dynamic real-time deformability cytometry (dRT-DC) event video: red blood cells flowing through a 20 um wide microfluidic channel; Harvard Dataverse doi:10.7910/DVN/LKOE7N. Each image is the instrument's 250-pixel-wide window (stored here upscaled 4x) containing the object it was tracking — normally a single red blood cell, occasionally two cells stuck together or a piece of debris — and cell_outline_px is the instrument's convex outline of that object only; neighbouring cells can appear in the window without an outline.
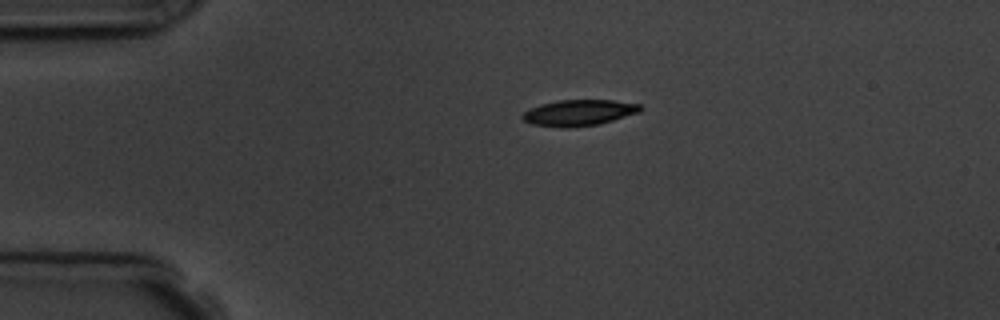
{"species": "common noctule bat (a hibernating species)", "species_latin": "Nyctalus noctula", "temperature_condition": "room temperature", "stored_images_in_passage": 2, "camera_frame_rate_fps": 3000, "um_per_image_px": 0.085, "animal": {"sex": "male", "body_mass_g": 19.5, "forearm_length_mm": 54.6}, "frame": {"image": 1, "passage_image": 1, "time_ms": 0.0, "image_size_px": [1000, 320], "cell_outline_px": [[644, 108], [640, 112], [600, 124], [568, 128], [564, 128], [532, 124], [524, 120], [520, 116], [528, 108], [540, 104], [556, 100], [612, 100], [640, 104]], "centroid_in_image_um": [49.2, 9.58], "position_along_channel_um": 35.8, "area_um2": 18.09}}